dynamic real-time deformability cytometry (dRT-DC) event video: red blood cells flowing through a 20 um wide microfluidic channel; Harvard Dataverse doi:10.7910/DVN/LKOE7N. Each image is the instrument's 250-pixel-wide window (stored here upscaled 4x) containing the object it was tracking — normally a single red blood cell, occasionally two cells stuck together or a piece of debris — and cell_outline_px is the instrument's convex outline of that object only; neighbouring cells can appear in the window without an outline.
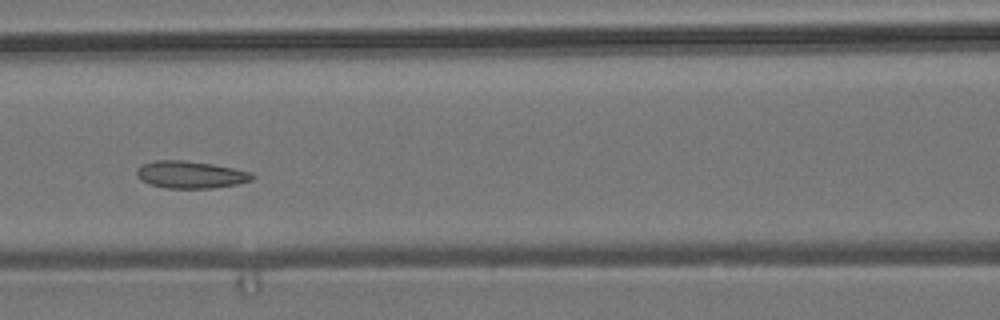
{"species": "common noctule bat (a hibernating species)", "species_latin": "Nyctalus noctula", "temperature_condition": "room temperature", "stored_images_in_passage": 10, "camera_frame_rate_fps": 3000, "um_per_image_px": 0.085, "animal": {"sex": "male", "body_mass_g": 19.2, "forearm_length_mm": 51.8}, "frame": {"image": 1, "passage_image": 6, "time_ms": 6.667, "image_size_px": [1000, 320], "cell_outline_px": [[252, 180], [236, 184], [212, 188], [168, 188], [152, 184], [140, 180], [136, 176], [136, 168], [144, 164], [156, 160], [184, 160], [212, 164], [252, 172]], "centroid_in_image_um": [16.17, 14.84], "position_along_channel_um": 150.4, "area_um2": 18.15}}
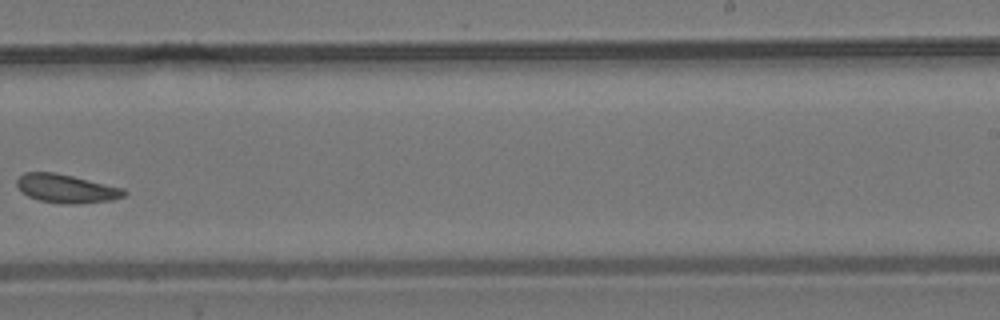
{"frame": {"image": 2, "passage_image": 9, "time_ms": 10.333, "image_size_px": [1000, 320], "cell_outline_px": [[128, 192], [124, 196], [112, 200], [80, 204], [60, 204], [40, 200], [28, 196], [16, 184], [16, 180], [24, 172], [52, 172], [72, 176], [124, 188]], "centroid_in_image_um": [5.66, 16.04], "position_along_channel_um": 283.3, "area_um2": 17.8}}
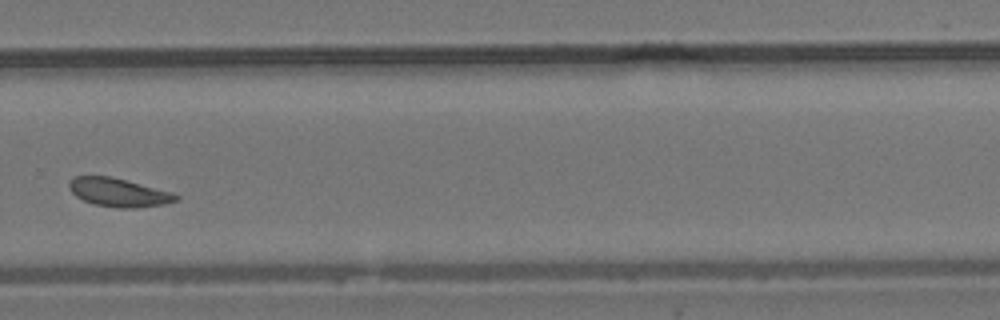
{"frame": {"image": 3, "passage_image": 10, "time_ms": 11.333, "image_size_px": [1000, 320], "cell_outline_px": [[180, 200], [164, 204], [136, 208], [116, 208], [96, 204], [84, 200], [76, 196], [68, 188], [68, 180], [72, 176], [108, 176], [172, 192], [180, 196]], "centroid_in_image_um": [10.07, 16.36], "position_along_channel_um": 319.7, "area_um2": 17.69}}